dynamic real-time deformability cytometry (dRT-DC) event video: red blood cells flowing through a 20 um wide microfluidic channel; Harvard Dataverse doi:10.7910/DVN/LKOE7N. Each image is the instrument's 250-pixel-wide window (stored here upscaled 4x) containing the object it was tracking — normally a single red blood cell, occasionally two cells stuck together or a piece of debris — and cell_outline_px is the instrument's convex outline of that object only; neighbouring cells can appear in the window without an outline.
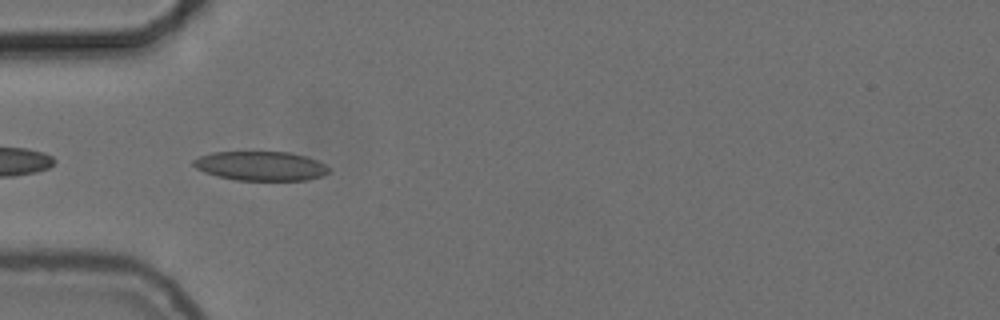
{"species": "common noctule bat (a hibernating species)", "species_latin": "Nyctalus noctula", "temperature_condition": "cold", "stored_images_in_passage": 19, "camera_frame_rate_fps": 3000, "um_per_image_px": 0.085, "animal": {"sex": "female", "body_mass_g": 24.6, "forearm_length_mm": 56.2}, "frame": {"image": 1, "passage_image": 16, "time_ms": 5.0, "image_size_px": [1000, 320], "cell_outline_px": [[332, 168], [328, 172], [320, 176], [304, 180], [236, 180], [216, 176], [204, 172], [196, 168], [192, 164], [192, 160], [200, 156], [212, 152], [288, 152], [304, 156], [316, 160]], "centroid_in_image_um": [22.13, 14.11], "position_along_channel_um": 62.9, "area_um2": 23.0}}